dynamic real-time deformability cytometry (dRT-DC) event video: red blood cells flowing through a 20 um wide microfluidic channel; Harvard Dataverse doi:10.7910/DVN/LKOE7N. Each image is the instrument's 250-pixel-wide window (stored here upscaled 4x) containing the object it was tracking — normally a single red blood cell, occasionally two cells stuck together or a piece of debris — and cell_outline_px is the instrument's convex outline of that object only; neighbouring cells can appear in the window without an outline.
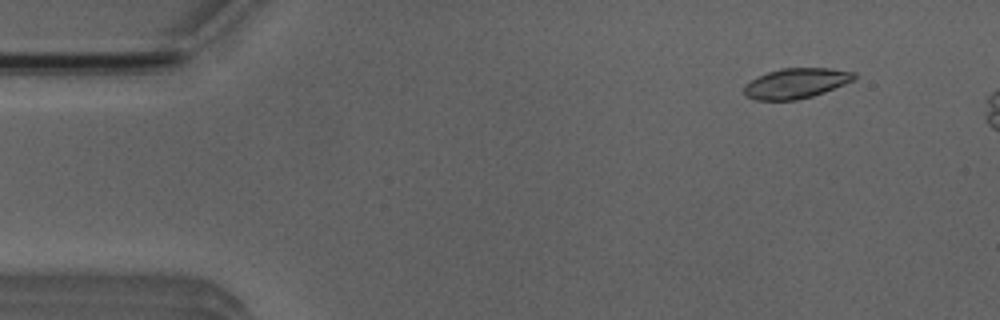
{"species": "Egyptian fruit bat (a non-hibernating species)", "species_latin": "Rousettus aegyptiacus", "temperature_condition": "room temperature", "stored_images_in_passage": 4, "camera_frame_rate_fps": 3000, "um_per_image_px": 0.085, "animal": {"sex": "male"}, "frame": {"image": 1, "passage_image": 1, "time_ms": 0.0, "image_size_px": [1000, 320], "cell_outline_px": [[856, 76], [852, 80], [844, 84], [824, 92], [812, 96], [796, 100], [756, 100], [748, 96], [744, 92], [744, 84], [768, 72], [780, 68], [832, 68], [856, 72]], "centroid_in_image_um": [67.68, 7.07], "position_along_channel_um": 17.3, "area_um2": 19.19}}